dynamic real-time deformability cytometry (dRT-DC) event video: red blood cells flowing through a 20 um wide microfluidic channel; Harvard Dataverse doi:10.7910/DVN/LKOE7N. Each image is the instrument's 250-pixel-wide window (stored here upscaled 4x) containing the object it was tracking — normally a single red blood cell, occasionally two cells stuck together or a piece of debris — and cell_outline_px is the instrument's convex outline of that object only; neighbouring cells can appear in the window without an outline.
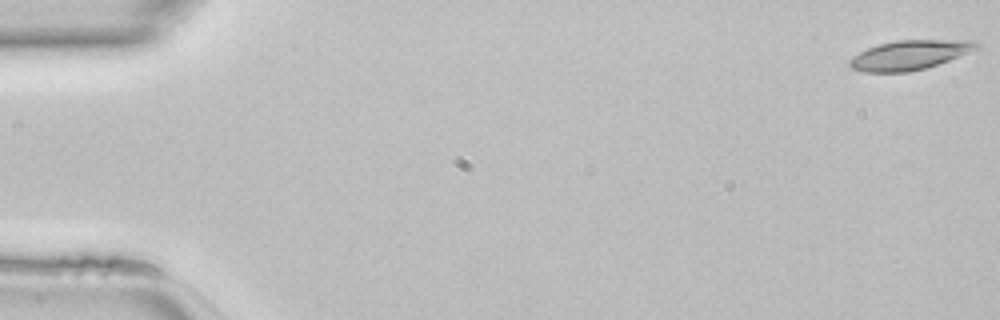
{"species": "common noctule bat (a hibernating species)", "species_latin": "Nyctalus noctula", "temperature_condition": "room temperature", "stored_images_in_passage": 9, "camera_frame_rate_fps": 3000, "um_per_image_px": 0.085, "animal": {"sex": "female", "body_mass_g": 22.7, "forearm_length_mm": 54.2}, "frame": {"image": 1, "passage_image": 1, "time_ms": 0.0, "image_size_px": [1000, 320], "cell_outline_px": [[980, 48], [948, 60], [924, 68], [908, 72], [864, 72], [852, 68], [848, 64], [848, 60], [852, 56], [868, 48], [880, 44], [896, 40], [972, 40], [980, 44]], "centroid_in_image_um": [77.3, 4.67], "position_along_channel_um": 7.7, "area_um2": 21.62}}